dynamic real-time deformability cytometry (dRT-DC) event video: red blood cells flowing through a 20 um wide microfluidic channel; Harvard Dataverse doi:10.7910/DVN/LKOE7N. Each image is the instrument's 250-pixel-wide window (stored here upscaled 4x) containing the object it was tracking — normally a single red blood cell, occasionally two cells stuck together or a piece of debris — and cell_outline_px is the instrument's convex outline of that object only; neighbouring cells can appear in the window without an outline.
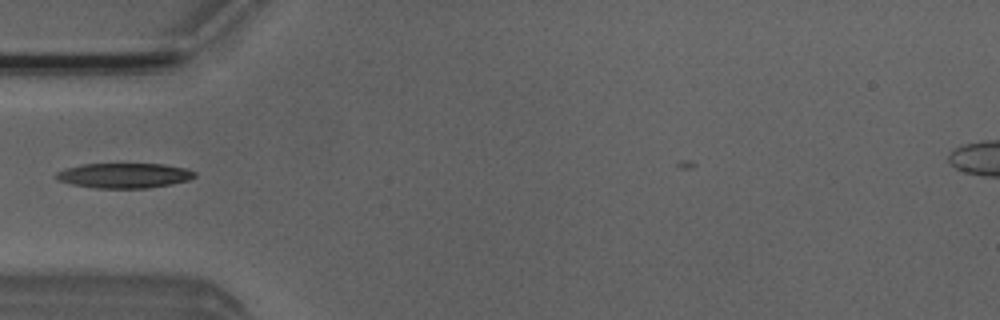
{"species": "Egyptian fruit bat (a non-hibernating species)", "species_latin": "Rousettus aegyptiacus", "temperature_condition": "room temperature", "stored_images_in_passage": 31, "camera_frame_rate_fps": 3000, "um_per_image_px": 0.085, "animal": {"sex": "male"}, "frame": {"image": 1, "passage_image": 1, "time_ms": 0.0, "image_size_px": [1000, 320], "cell_outline_px": [[196, 176], [188, 180], [172, 184], [148, 188], [96, 188], [72, 184], [56, 180], [56, 172], [80, 164], [164, 164], [184, 168], [196, 172]], "centroid_in_image_um": [10.56, 14.92], "position_along_channel_um": 74.4, "area_um2": 20.11}}
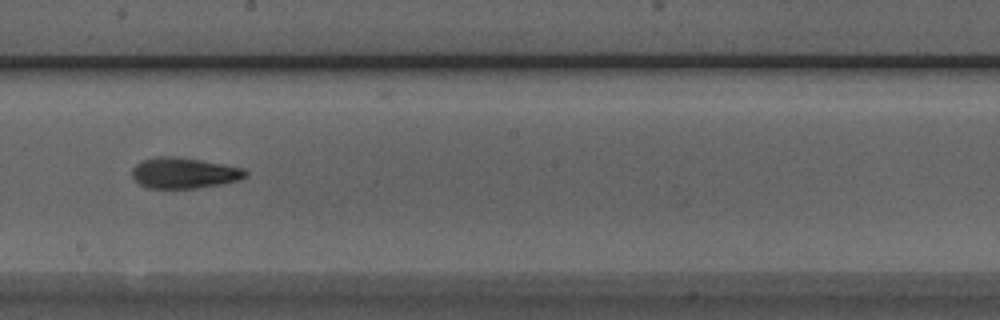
{"frame": {"image": 2, "passage_image": 13, "time_ms": 4.0, "image_size_px": [1000, 320], "cell_outline_px": [[248, 176], [240, 180], [220, 184], [196, 188], [148, 188], [140, 184], [132, 176], [132, 168], [140, 160], [156, 156], [176, 156], [224, 164], [244, 168], [248, 172]], "centroid_in_image_um": [15.65, 14.69], "position_along_channel_um": 232.5, "area_um2": 20.52}}
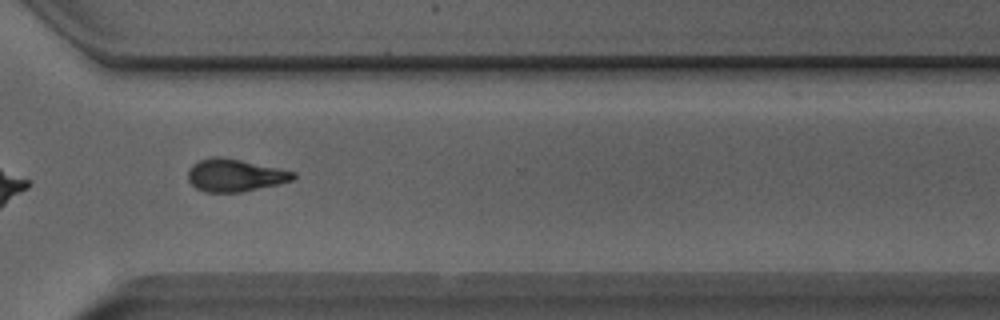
{"frame": {"image": 3, "passage_image": 22, "time_ms": 7.0, "image_size_px": [1000, 320], "cell_outline_px": [[296, 176], [292, 180], [280, 184], [240, 192], [204, 192], [196, 188], [188, 180], [188, 168], [192, 164], [200, 160], [212, 156], [220, 156], [240, 160], [296, 172]], "centroid_in_image_um": [19.94, 14.9], "position_along_channel_um": 350.7, "area_um2": 19.94}}